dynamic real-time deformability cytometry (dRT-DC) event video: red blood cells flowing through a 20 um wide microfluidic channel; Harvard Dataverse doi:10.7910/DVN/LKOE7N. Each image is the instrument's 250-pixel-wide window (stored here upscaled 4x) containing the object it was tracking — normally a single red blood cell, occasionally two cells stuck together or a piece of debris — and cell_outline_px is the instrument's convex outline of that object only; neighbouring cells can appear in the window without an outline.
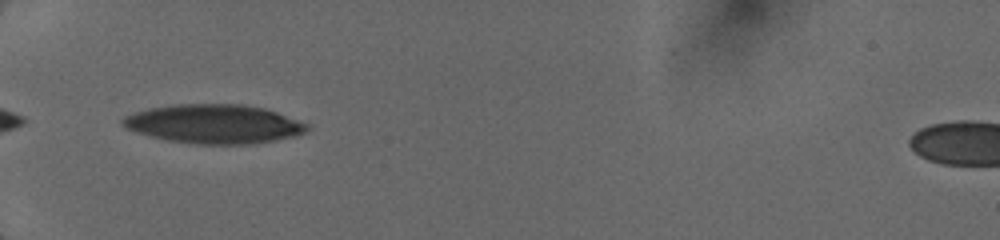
{"species": "human", "species_latin": "Homo sapiens", "temperature_condition": "cold", "stored_images_in_passage": 26, "camera_frame_rate_fps": 3000, "um_per_image_px": 0.085, "donor": {"sex": "female"}, "frame": {"image": 1, "passage_image": 1, "time_ms": 0.0, "image_size_px": [1000, 240], "cell_outline_px": [[308, 132], [296, 136], [276, 140], [252, 144], [200, 144], [168, 140], [136, 132], [124, 128], [120, 124], [120, 120], [124, 116], [148, 108], [176, 104], [240, 104], [264, 108], [276, 112], [308, 124]], "centroid_in_image_um": [18.18, 10.53], "position_along_channel_um": 66.8, "area_um2": 41.91}}
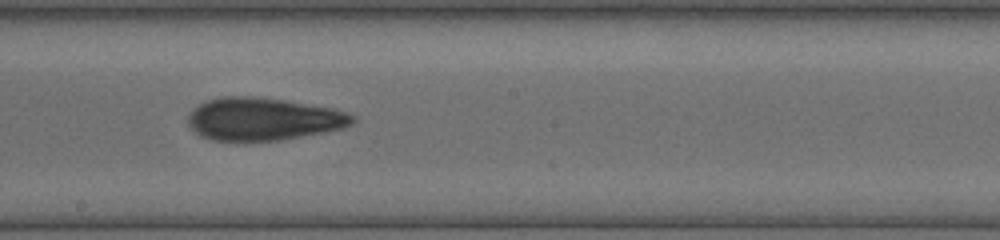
{"frame": {"image": 2, "passage_image": 12, "time_ms": 4.0, "image_size_px": [1000, 240], "cell_outline_px": [[356, 120], [352, 124], [344, 128], [324, 132], [280, 140], [244, 144], [212, 140], [200, 136], [188, 124], [188, 116], [200, 104], [208, 100], [224, 96], [252, 96], [284, 100], [332, 108], [356, 116]], "centroid_in_image_um": [22.36, 10.16], "position_along_channel_um": 225.8, "area_um2": 41.5}}
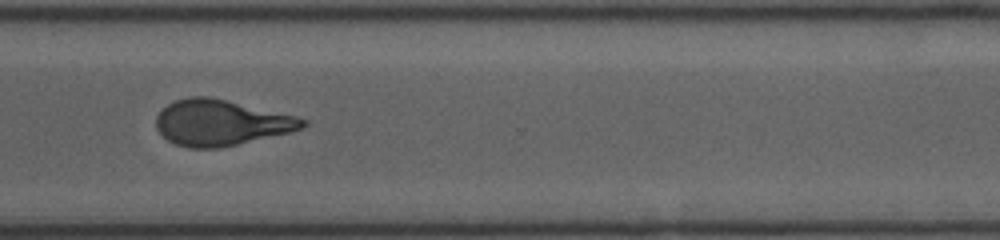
{"frame": {"image": 3, "passage_image": 25, "time_ms": 7.0, "image_size_px": [1000, 240], "cell_outline_px": [[308, 124], [304, 128], [288, 132], [220, 148], [188, 148], [176, 144], [168, 140], [156, 128], [156, 116], [168, 104], [176, 100], [188, 96], [212, 96], [296, 116], [308, 120]], "centroid_in_image_um": [18.78, 10.41], "position_along_channel_um": 351.8, "area_um2": 39.02}}